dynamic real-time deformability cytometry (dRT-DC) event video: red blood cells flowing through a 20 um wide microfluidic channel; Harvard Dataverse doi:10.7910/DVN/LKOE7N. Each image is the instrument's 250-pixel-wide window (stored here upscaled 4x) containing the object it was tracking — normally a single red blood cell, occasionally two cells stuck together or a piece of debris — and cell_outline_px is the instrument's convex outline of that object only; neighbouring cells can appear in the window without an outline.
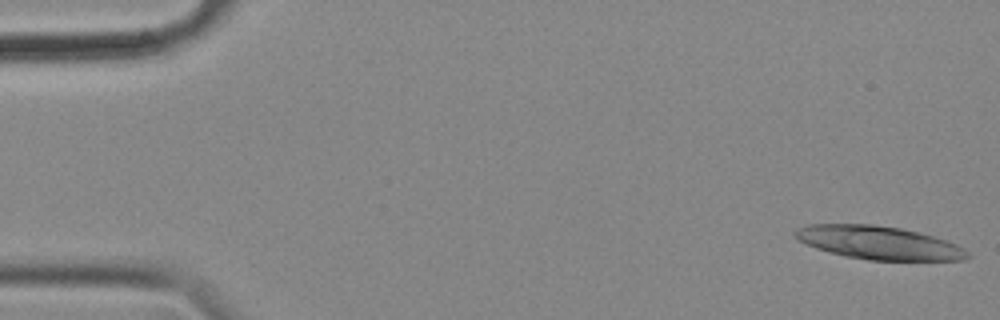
{"species": "common noctule bat (a hibernating species)", "species_latin": "Nyctalus noctula", "temperature_condition": "cold", "stored_images_in_passage": 56, "camera_frame_rate_fps": 3000, "um_per_image_px": 0.085, "animal": {"sex": "female", "body_mass_g": 18.4}, "frame": {"image": 1, "passage_image": 1, "time_ms": 0.0, "image_size_px": [1000, 320], "cell_outline_px": [[972, 256], [964, 260], [868, 260], [844, 256], [828, 252], [816, 248], [796, 240], [792, 236], [792, 232], [796, 228], [808, 224], [872, 224], [900, 228], [932, 236], [956, 244], [964, 248]], "centroid_in_image_um": [74.62, 20.63], "position_along_channel_um": 10.4, "area_um2": 33.58}}
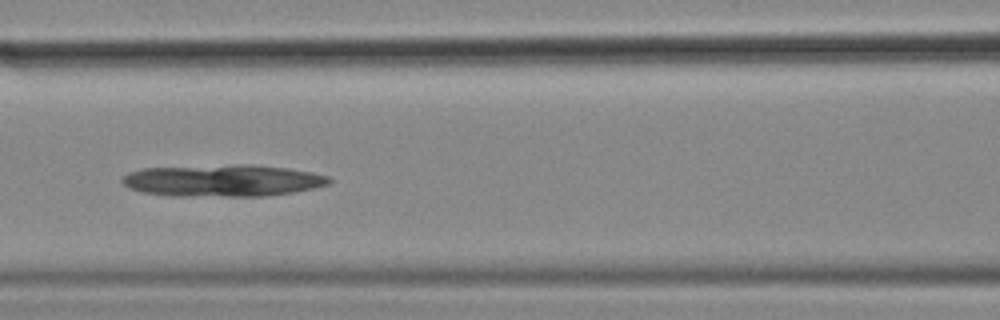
{"frame": {"image": 2, "passage_image": 24, "time_ms": 7.667, "image_size_px": [1000, 320], "cell_outline_px": [[332, 180], [328, 184], [312, 188], [292, 192], [268, 196], [172, 196], [140, 192], [128, 188], [120, 180], [128, 172], [144, 168], [232, 164], [252, 164], [288, 168], [312, 172], [328, 176]], "centroid_in_image_um": [18.91, 15.34], "position_along_channel_um": 147.7, "area_um2": 38.78}}
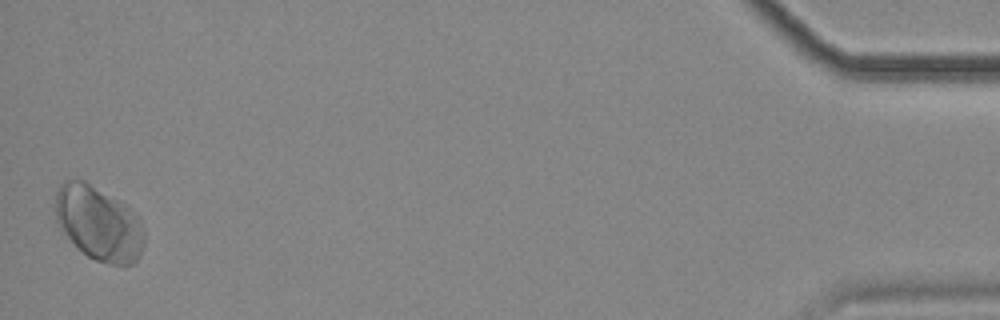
{"frame": {"image": 3, "passage_image": 56, "time_ms": 18.333, "image_size_px": [1000, 320], "cell_outline_px": [[144, 244], [140, 256], [132, 264], [108, 264], [96, 260], [88, 256], [76, 248], [60, 232], [56, 220], [56, 192], [60, 184], [68, 180], [84, 180], [128, 204], [144, 232]], "centroid_in_image_um": [8.36, 18.98], "position_along_channel_um": 426.8, "area_um2": 38.78}}